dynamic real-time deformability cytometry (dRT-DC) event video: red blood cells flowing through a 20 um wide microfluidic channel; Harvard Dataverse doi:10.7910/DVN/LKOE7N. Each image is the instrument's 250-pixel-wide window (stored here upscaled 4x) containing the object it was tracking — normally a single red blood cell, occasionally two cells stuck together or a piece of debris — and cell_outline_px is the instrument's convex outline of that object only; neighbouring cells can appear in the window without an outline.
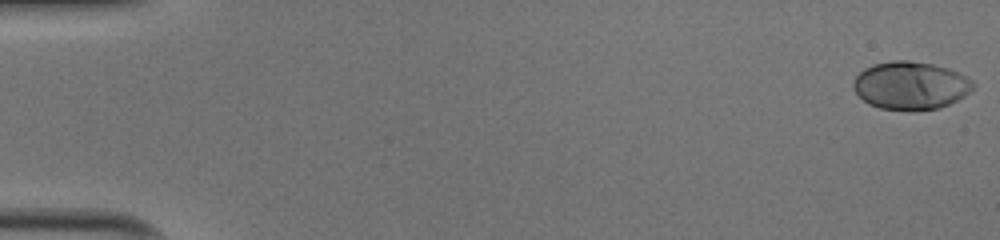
{"species": "human", "species_latin": "Homo sapiens", "temperature_condition": "cold", "stored_images_in_passage": 52, "camera_frame_rate_fps": 3000, "um_per_image_px": 0.085, "donor": {"sex": "male"}, "frame": {"image": 1, "passage_image": 1, "time_ms": 0.0, "image_size_px": [1000, 240], "cell_outline_px": [[976, 84], [964, 96], [940, 108], [912, 112], [908, 112], [880, 108], [868, 104], [856, 92], [852, 84], [852, 80], [864, 68], [872, 64], [892, 60], [908, 60], [932, 64], [948, 68], [972, 80]], "centroid_in_image_um": [77.37, 7.28], "position_along_channel_um": 7.6, "area_um2": 33.76}}
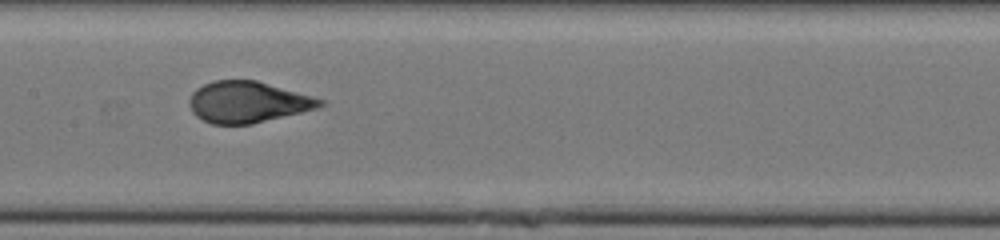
{"frame": {"image": 2, "passage_image": 27, "time_ms": 8.667, "image_size_px": [1000, 240], "cell_outline_px": [[324, 104], [320, 108], [252, 124], [212, 124], [196, 116], [192, 112], [188, 104], [188, 100], [192, 92], [196, 88], [212, 80], [256, 80], [324, 100]], "centroid_in_image_um": [21.02, 8.68], "position_along_channel_um": 186.4, "area_um2": 31.44}}
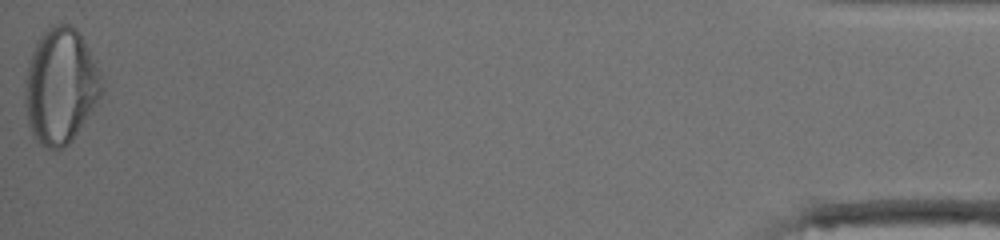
{"frame": {"image": 3, "passage_image": 52, "time_ms": 17.0, "image_size_px": [1000, 240], "cell_outline_px": [[100, 96], [72, 140], [64, 148], [48, 148], [40, 144], [32, 136], [28, 124], [24, 104], [24, 84], [28, 60], [40, 36], [48, 28], [56, 24], [72, 24], [80, 32], [96, 68], [100, 84]], "centroid_in_image_um": [5.07, 7.32], "position_along_channel_um": 430.1, "area_um2": 50.92}, "authors_computed_cell_mechanics": {"area_um2": 32.2813, "velocity_mm_per_s": 4.0136, "shape_relaxation_time_tau1_ms": 6.0309, "shape_relaxation_time_tau2_ms": null, "deformation_change_tau1": 0.2548, "deformation_change_tau2": null}}